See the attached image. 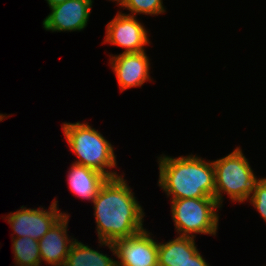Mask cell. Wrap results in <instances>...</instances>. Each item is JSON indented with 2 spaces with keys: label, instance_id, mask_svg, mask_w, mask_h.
Here are the masks:
<instances>
[{
  "label": "cell",
  "instance_id": "1",
  "mask_svg": "<svg viewBox=\"0 0 266 266\" xmlns=\"http://www.w3.org/2000/svg\"><path fill=\"white\" fill-rule=\"evenodd\" d=\"M122 176L111 178L93 201L98 240L113 243L144 230L145 212Z\"/></svg>",
  "mask_w": 266,
  "mask_h": 266
},
{
  "label": "cell",
  "instance_id": "2",
  "mask_svg": "<svg viewBox=\"0 0 266 266\" xmlns=\"http://www.w3.org/2000/svg\"><path fill=\"white\" fill-rule=\"evenodd\" d=\"M158 186L171 200L184 198H214L215 170L213 161L193 154L158 157Z\"/></svg>",
  "mask_w": 266,
  "mask_h": 266
},
{
  "label": "cell",
  "instance_id": "3",
  "mask_svg": "<svg viewBox=\"0 0 266 266\" xmlns=\"http://www.w3.org/2000/svg\"><path fill=\"white\" fill-rule=\"evenodd\" d=\"M61 128L68 147L77 156L73 163L99 171L109 179L123 175L112 171L117 168L114 145L88 122H64Z\"/></svg>",
  "mask_w": 266,
  "mask_h": 266
},
{
  "label": "cell",
  "instance_id": "4",
  "mask_svg": "<svg viewBox=\"0 0 266 266\" xmlns=\"http://www.w3.org/2000/svg\"><path fill=\"white\" fill-rule=\"evenodd\" d=\"M212 161L215 170L214 198L218 204L223 206V193L228 195L231 202H247L260 178L255 176L242 149L236 147L225 157Z\"/></svg>",
  "mask_w": 266,
  "mask_h": 266
},
{
  "label": "cell",
  "instance_id": "5",
  "mask_svg": "<svg viewBox=\"0 0 266 266\" xmlns=\"http://www.w3.org/2000/svg\"><path fill=\"white\" fill-rule=\"evenodd\" d=\"M175 231L179 236L193 237L197 234L216 236L222 207L215 198H184L170 200Z\"/></svg>",
  "mask_w": 266,
  "mask_h": 266
},
{
  "label": "cell",
  "instance_id": "6",
  "mask_svg": "<svg viewBox=\"0 0 266 266\" xmlns=\"http://www.w3.org/2000/svg\"><path fill=\"white\" fill-rule=\"evenodd\" d=\"M146 228L128 238L113 243L99 240V247L107 246L116 256V266H158V240Z\"/></svg>",
  "mask_w": 266,
  "mask_h": 266
},
{
  "label": "cell",
  "instance_id": "7",
  "mask_svg": "<svg viewBox=\"0 0 266 266\" xmlns=\"http://www.w3.org/2000/svg\"><path fill=\"white\" fill-rule=\"evenodd\" d=\"M58 201L53 199L48 209L43 207L27 208L24 205L19 210L3 217L14 231L12 238L31 237L40 240L51 227L63 216L70 215L68 212L59 210ZM15 234V235H14Z\"/></svg>",
  "mask_w": 266,
  "mask_h": 266
},
{
  "label": "cell",
  "instance_id": "8",
  "mask_svg": "<svg viewBox=\"0 0 266 266\" xmlns=\"http://www.w3.org/2000/svg\"><path fill=\"white\" fill-rule=\"evenodd\" d=\"M105 33L103 43L124 48L122 53L146 51L145 46L151 43L144 24L120 11L107 23Z\"/></svg>",
  "mask_w": 266,
  "mask_h": 266
},
{
  "label": "cell",
  "instance_id": "9",
  "mask_svg": "<svg viewBox=\"0 0 266 266\" xmlns=\"http://www.w3.org/2000/svg\"><path fill=\"white\" fill-rule=\"evenodd\" d=\"M93 0H68L50 7L49 15L43 20V28L52 32H74L86 28Z\"/></svg>",
  "mask_w": 266,
  "mask_h": 266
},
{
  "label": "cell",
  "instance_id": "10",
  "mask_svg": "<svg viewBox=\"0 0 266 266\" xmlns=\"http://www.w3.org/2000/svg\"><path fill=\"white\" fill-rule=\"evenodd\" d=\"M146 51L136 53L110 54L109 65L116 75L118 86L123 92L129 88L141 87L150 77V61Z\"/></svg>",
  "mask_w": 266,
  "mask_h": 266
},
{
  "label": "cell",
  "instance_id": "11",
  "mask_svg": "<svg viewBox=\"0 0 266 266\" xmlns=\"http://www.w3.org/2000/svg\"><path fill=\"white\" fill-rule=\"evenodd\" d=\"M69 215H63L51 229L38 240L41 262L51 266H64L76 238L69 237Z\"/></svg>",
  "mask_w": 266,
  "mask_h": 266
},
{
  "label": "cell",
  "instance_id": "12",
  "mask_svg": "<svg viewBox=\"0 0 266 266\" xmlns=\"http://www.w3.org/2000/svg\"><path fill=\"white\" fill-rule=\"evenodd\" d=\"M109 178L94 169L80 164L72 163L68 175L67 183L69 190L79 197L93 203L101 187Z\"/></svg>",
  "mask_w": 266,
  "mask_h": 266
},
{
  "label": "cell",
  "instance_id": "13",
  "mask_svg": "<svg viewBox=\"0 0 266 266\" xmlns=\"http://www.w3.org/2000/svg\"><path fill=\"white\" fill-rule=\"evenodd\" d=\"M198 251L193 237L177 236L158 242V266H183Z\"/></svg>",
  "mask_w": 266,
  "mask_h": 266
},
{
  "label": "cell",
  "instance_id": "14",
  "mask_svg": "<svg viewBox=\"0 0 266 266\" xmlns=\"http://www.w3.org/2000/svg\"><path fill=\"white\" fill-rule=\"evenodd\" d=\"M64 266H116V260L76 239Z\"/></svg>",
  "mask_w": 266,
  "mask_h": 266
},
{
  "label": "cell",
  "instance_id": "15",
  "mask_svg": "<svg viewBox=\"0 0 266 266\" xmlns=\"http://www.w3.org/2000/svg\"><path fill=\"white\" fill-rule=\"evenodd\" d=\"M15 266H41L38 241L31 237L12 238Z\"/></svg>",
  "mask_w": 266,
  "mask_h": 266
},
{
  "label": "cell",
  "instance_id": "16",
  "mask_svg": "<svg viewBox=\"0 0 266 266\" xmlns=\"http://www.w3.org/2000/svg\"><path fill=\"white\" fill-rule=\"evenodd\" d=\"M125 10H129L127 15H149L155 16L166 12L163 0H126L121 6Z\"/></svg>",
  "mask_w": 266,
  "mask_h": 266
},
{
  "label": "cell",
  "instance_id": "17",
  "mask_svg": "<svg viewBox=\"0 0 266 266\" xmlns=\"http://www.w3.org/2000/svg\"><path fill=\"white\" fill-rule=\"evenodd\" d=\"M248 200L266 222V177H261L255 183L252 195Z\"/></svg>",
  "mask_w": 266,
  "mask_h": 266
},
{
  "label": "cell",
  "instance_id": "18",
  "mask_svg": "<svg viewBox=\"0 0 266 266\" xmlns=\"http://www.w3.org/2000/svg\"><path fill=\"white\" fill-rule=\"evenodd\" d=\"M183 266H210L199 251L190 258Z\"/></svg>",
  "mask_w": 266,
  "mask_h": 266
},
{
  "label": "cell",
  "instance_id": "19",
  "mask_svg": "<svg viewBox=\"0 0 266 266\" xmlns=\"http://www.w3.org/2000/svg\"><path fill=\"white\" fill-rule=\"evenodd\" d=\"M45 1L47 2L48 6L50 8V7L56 6V5L61 4L65 1H68V0H45Z\"/></svg>",
  "mask_w": 266,
  "mask_h": 266
},
{
  "label": "cell",
  "instance_id": "20",
  "mask_svg": "<svg viewBox=\"0 0 266 266\" xmlns=\"http://www.w3.org/2000/svg\"><path fill=\"white\" fill-rule=\"evenodd\" d=\"M109 1H112L115 3L117 2V5L121 8V6L124 4L126 0H109Z\"/></svg>",
  "mask_w": 266,
  "mask_h": 266
},
{
  "label": "cell",
  "instance_id": "21",
  "mask_svg": "<svg viewBox=\"0 0 266 266\" xmlns=\"http://www.w3.org/2000/svg\"><path fill=\"white\" fill-rule=\"evenodd\" d=\"M7 117H10V116H8L7 114H1L0 113V122L2 121V120H5V119H7Z\"/></svg>",
  "mask_w": 266,
  "mask_h": 266
}]
</instances>
